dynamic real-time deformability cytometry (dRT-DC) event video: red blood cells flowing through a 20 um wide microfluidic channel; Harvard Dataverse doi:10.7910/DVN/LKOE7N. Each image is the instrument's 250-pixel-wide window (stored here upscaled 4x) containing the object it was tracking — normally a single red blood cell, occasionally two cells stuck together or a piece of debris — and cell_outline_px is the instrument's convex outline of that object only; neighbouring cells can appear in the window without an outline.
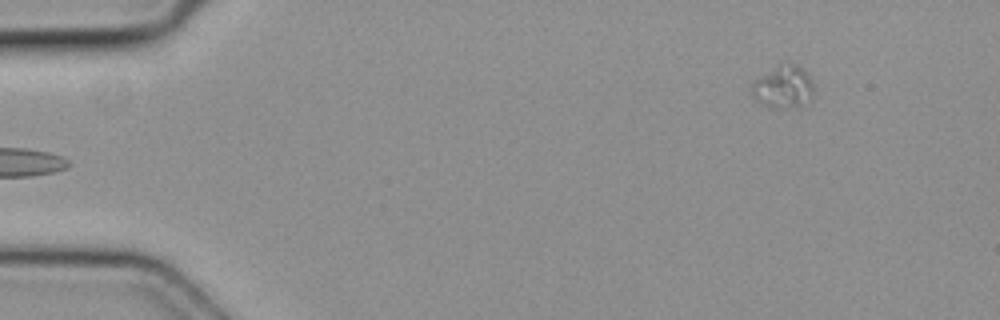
{"species": "common noctule bat (a hibernating species)", "species_latin": "Nyctalus noctula", "temperature_condition": "cold", "stored_images_in_passage": 3, "camera_frame_rate_fps": 3000, "um_per_image_px": 0.085, "animal": {"sex": "female", "body_mass_g": 19.3, "forearm_length_mm": 54.1}, "frame": {"image": 1, "passage_image": 3, "time_ms": 0.667, "image_size_px": [1000, 320], "cell_outline_px": [[812, 92], [796, 104], [768, 108], [756, 100], [752, 96], [752, 80], [776, 64], [788, 60], [796, 64], [812, 80]], "centroid_in_image_um": [66.45, 7.27], "position_along_channel_um": 18.6, "area_um2": 14.85}}